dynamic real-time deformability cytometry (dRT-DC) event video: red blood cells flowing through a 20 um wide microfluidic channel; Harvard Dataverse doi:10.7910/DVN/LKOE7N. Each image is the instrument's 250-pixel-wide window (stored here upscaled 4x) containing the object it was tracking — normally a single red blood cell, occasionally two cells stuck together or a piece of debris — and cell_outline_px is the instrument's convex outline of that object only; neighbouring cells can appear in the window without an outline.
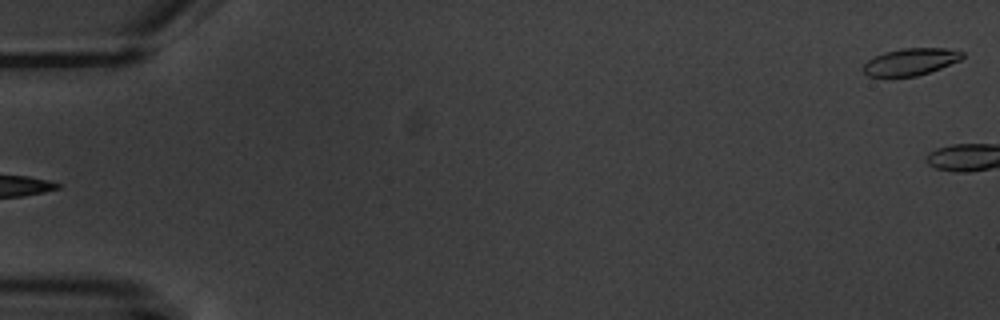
{"species": "common noctule bat (a hibernating species)", "species_latin": "Nyctalus noctula", "temperature_condition": "warm", "stored_images_in_passage": 5, "segment_of_instrument_passage": [2, 2], "camera_frame_rate_fps": 3000, "um_per_image_px": 0.085, "animal": {"sex": "male", "body_mass_g": 20.1, "forearm_length_mm": 53.5}, "frame": {"image": 1, "passage_image": 5, "time_ms": 4.667, "image_size_px": [1000, 320], "cell_outline_px": [[964, 56], [960, 60], [940, 68], [916, 76], [868, 76], [860, 68], [868, 60], [884, 52], [900, 48], [944, 48], [964, 52]], "centroid_in_image_um": [77.38, 5.24], "position_along_channel_um": 7.6, "area_um2": 15.49}}